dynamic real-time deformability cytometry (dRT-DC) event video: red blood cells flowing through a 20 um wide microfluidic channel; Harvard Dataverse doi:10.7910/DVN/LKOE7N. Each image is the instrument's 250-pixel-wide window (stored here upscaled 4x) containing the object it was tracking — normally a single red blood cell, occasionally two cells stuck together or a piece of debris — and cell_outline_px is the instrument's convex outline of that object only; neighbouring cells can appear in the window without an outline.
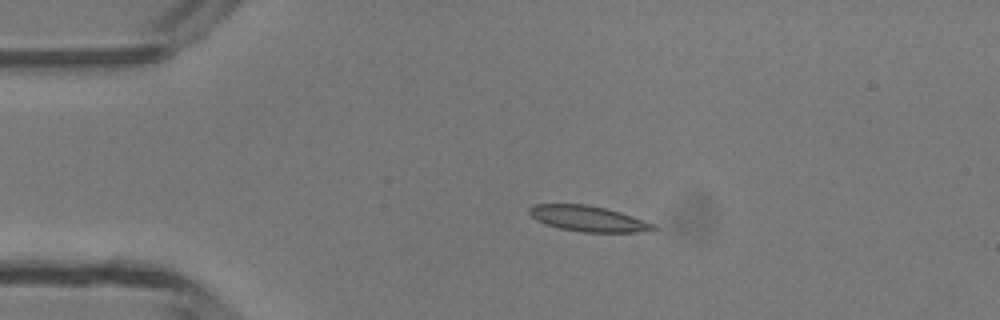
{"species": "common noctule bat (a hibernating species)", "species_latin": "Nyctalus noctula", "temperature_condition": "room temperature", "stored_images_in_passage": 4, "camera_frame_rate_fps": 3000, "um_per_image_px": 0.085, "animal": {"sex": "male", "body_mass_g": 13.3}, "frame": {"image": 1, "passage_image": 3, "time_ms": 2.0, "image_size_px": [1000, 320], "cell_outline_px": [[660, 228], [652, 232], [584, 232], [560, 228], [536, 220], [528, 212], [528, 208], [532, 204], [588, 204], [620, 212], [656, 224]], "centroid_in_image_um": [50.06, 18.59], "position_along_channel_um": 34.9, "area_um2": 18.67}}